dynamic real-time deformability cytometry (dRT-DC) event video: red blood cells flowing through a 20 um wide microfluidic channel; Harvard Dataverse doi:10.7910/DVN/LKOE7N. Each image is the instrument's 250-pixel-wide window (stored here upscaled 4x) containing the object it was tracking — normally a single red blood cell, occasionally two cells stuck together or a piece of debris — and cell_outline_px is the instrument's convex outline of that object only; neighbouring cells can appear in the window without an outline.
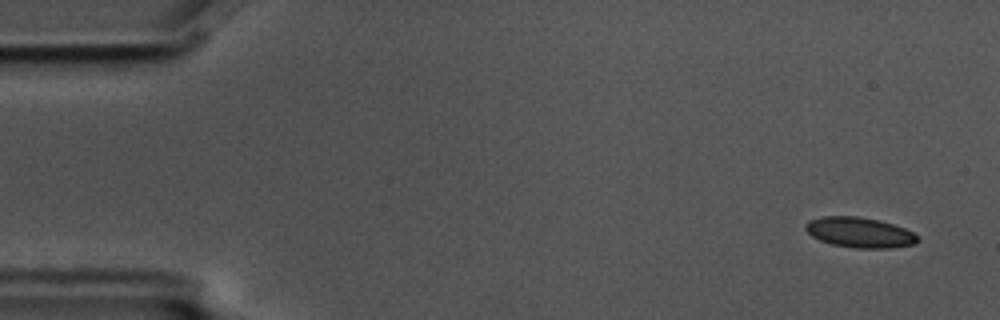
{"species": "common noctule bat (a hibernating species)", "species_latin": "Nyctalus noctula", "temperature_condition": "cold", "stored_images_in_passage": 5, "segment_of_instrument_passage": [1, 2], "camera_frame_rate_fps": 3000, "um_per_image_px": 0.085, "animal": {"sex": "male", "body_mass_g": 17.5, "forearm_length_mm": 52.3}, "frame": {"image": 1, "passage_image": 1, "time_ms": 0.0, "image_size_px": [1000, 320], "cell_outline_px": [[920, 240], [916, 244], [892, 248], [856, 248], [832, 244], [820, 240], [812, 236], [804, 228], [804, 224], [808, 220], [820, 216], [860, 216], [880, 220], [904, 228], [920, 236]], "centroid_in_image_um": [73.08, 19.75], "position_along_channel_um": 11.9, "area_um2": 20.06}}
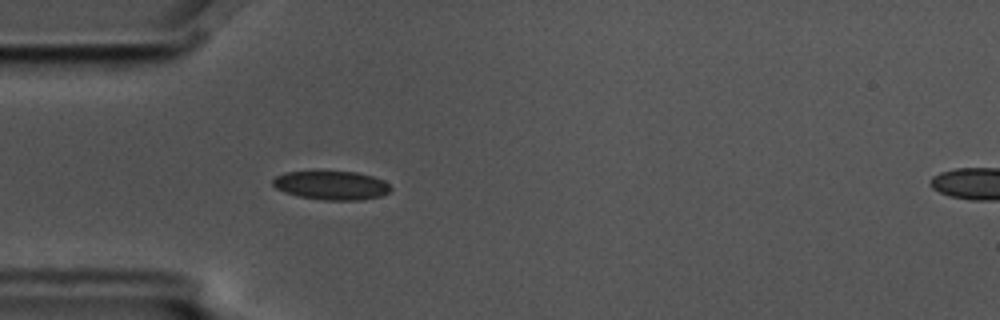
{"frame": {"image": 2, "passage_image": 4, "time_ms": 1.0, "image_size_px": [1000, 320], "cell_outline_px": [[392, 188], [388, 192], [380, 196], [360, 200], [324, 200], [300, 196], [284, 192], [276, 188], [272, 184], [272, 180], [276, 176], [284, 172], [356, 172], [372, 176], [384, 180]], "centroid_in_image_um": [28.17, 15.76], "position_along_channel_um": 56.8, "area_um2": 19.59}}